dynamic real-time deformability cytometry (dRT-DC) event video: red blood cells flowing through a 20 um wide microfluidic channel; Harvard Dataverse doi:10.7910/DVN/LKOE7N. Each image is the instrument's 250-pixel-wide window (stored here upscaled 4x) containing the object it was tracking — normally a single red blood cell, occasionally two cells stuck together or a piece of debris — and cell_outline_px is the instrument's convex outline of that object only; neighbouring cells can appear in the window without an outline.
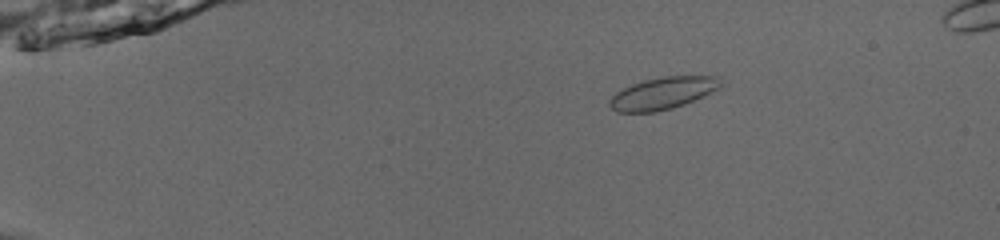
{"species": "common noctule bat (a hibernating species)", "species_latin": "Nyctalus noctula", "temperature_condition": "room temperature", "stored_images_in_passage": 52, "camera_frame_rate_fps": 3000, "um_per_image_px": 0.085, "animal": {"sex": "male", "body_mass_g": 13.0, "forearm_length_mm": 53.1}, "frame": {"image": 1, "passage_image": 9, "time_ms": 2.667, "image_size_px": [1000, 240], "cell_outline_px": [[720, 84], [716, 88], [684, 104], [672, 108], [656, 112], [616, 112], [608, 104], [608, 100], [616, 92], [632, 84], [644, 80], [664, 76], [720, 76]], "centroid_in_image_um": [56.25, 7.93], "position_along_channel_um": 28.7, "area_um2": 20.35}}
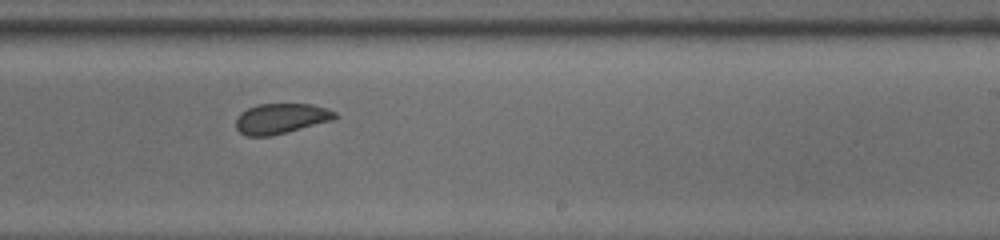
{"frame": {"image": 2, "passage_image": 34, "time_ms": 11.0, "image_size_px": [1000, 240], "cell_outline_px": [[336, 116], [332, 120], [288, 132], [272, 136], [248, 136], [240, 132], [236, 128], [236, 120], [240, 112], [256, 104], [312, 104], [328, 108], [336, 112]], "centroid_in_image_um": [23.87, 10.07], "position_along_channel_um": 265.1, "area_um2": 17.51}}
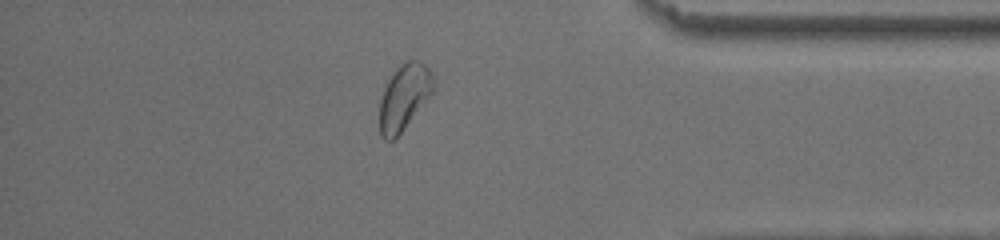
{"frame": {"image": 3, "passage_image": 46, "time_ms": 15.0, "image_size_px": [1000, 240], "cell_outline_px": [[432, 96], [404, 128], [392, 140], [384, 140], [380, 136], [380, 100], [384, 88], [392, 72], [400, 64], [408, 60], [420, 60], [432, 72]], "centroid_in_image_um": [34.35, 8.24], "position_along_channel_um": 400.9, "area_um2": 20.58}, "authors_computed_cell_mechanics": {"area_um2": 19.0162, "velocity_mm_per_s": 3.8442, "shape_relaxation_time_tau1_ms": 6.1112, "shape_relaxation_time_tau2_ms": 1.9506, "deformation_change_tau1": 0.0685, "deformation_change_tau2": 0.0498}}